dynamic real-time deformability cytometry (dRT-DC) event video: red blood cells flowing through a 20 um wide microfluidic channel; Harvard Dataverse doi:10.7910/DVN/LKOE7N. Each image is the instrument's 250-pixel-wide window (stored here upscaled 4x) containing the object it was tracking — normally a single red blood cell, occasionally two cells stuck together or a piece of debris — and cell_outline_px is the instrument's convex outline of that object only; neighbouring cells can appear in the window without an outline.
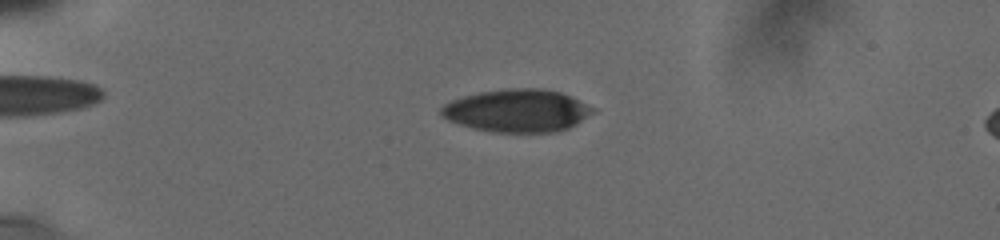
{"species": "human", "species_latin": "Homo sapiens", "temperature_condition": "cold", "stored_images_in_passage": 10, "camera_frame_rate_fps": 3000, "um_per_image_px": 0.085, "donor": {"sex": "male"}, "frame": {"image": 1, "passage_image": 5, "time_ms": 4.0, "image_size_px": [1000, 240], "cell_outline_px": [[596, 112], [576, 124], [568, 128], [556, 132], [492, 132], [472, 128], [448, 120], [440, 116], [440, 108], [444, 104], [452, 100], [464, 96], [480, 92], [508, 88], [540, 88], [560, 92], [572, 96], [596, 108]], "centroid_in_image_um": [43.99, 9.4], "position_along_channel_um": 41.0, "area_um2": 38.03}}